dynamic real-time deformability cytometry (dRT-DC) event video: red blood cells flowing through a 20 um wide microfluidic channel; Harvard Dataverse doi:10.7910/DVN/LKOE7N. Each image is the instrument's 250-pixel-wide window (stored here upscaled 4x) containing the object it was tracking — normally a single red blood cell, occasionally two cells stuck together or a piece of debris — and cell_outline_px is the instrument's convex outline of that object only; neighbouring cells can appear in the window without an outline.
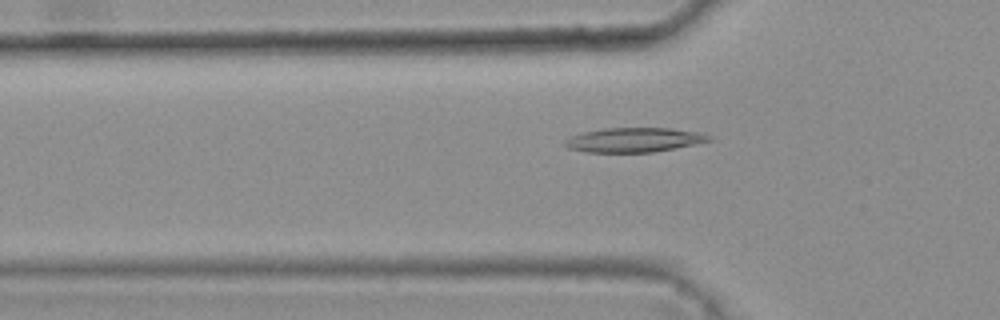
{"species": "common noctule bat (a hibernating species)", "species_latin": "Nyctalus noctula", "temperature_condition": "warm", "stored_images_in_passage": 43, "camera_frame_rate_fps": 3000, "um_per_image_px": 0.085, "animal": {"sex": "female", "body_mass_g": 25.1}, "frame": {"image": 1, "passage_image": 12, "time_ms": 3.667, "image_size_px": [1000, 320], "cell_outline_px": [[712, 140], [652, 152], [588, 152], [568, 148], [564, 144], [564, 140], [568, 136], [584, 132], [604, 128], [672, 128], [704, 132], [712, 136]], "centroid_in_image_um": [53.89, 11.87], "position_along_channel_um": 71.9, "area_um2": 20.52}}
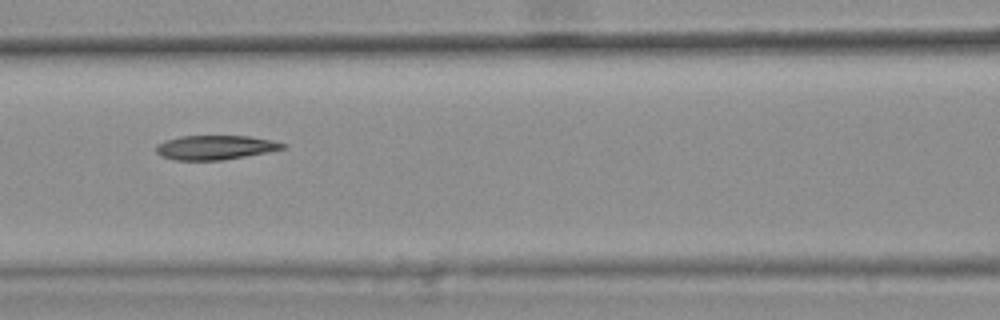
{"frame": {"image": 2, "passage_image": 18, "time_ms": 5.667, "image_size_px": [1000, 320], "cell_outline_px": [[288, 148], [244, 156], [220, 160], [176, 160], [160, 156], [156, 152], [156, 144], [164, 140], [180, 136], [248, 136], [272, 140], [288, 144]], "centroid_in_image_um": [18.29, 12.52], "position_along_channel_um": 148.3, "area_um2": 17.98}}
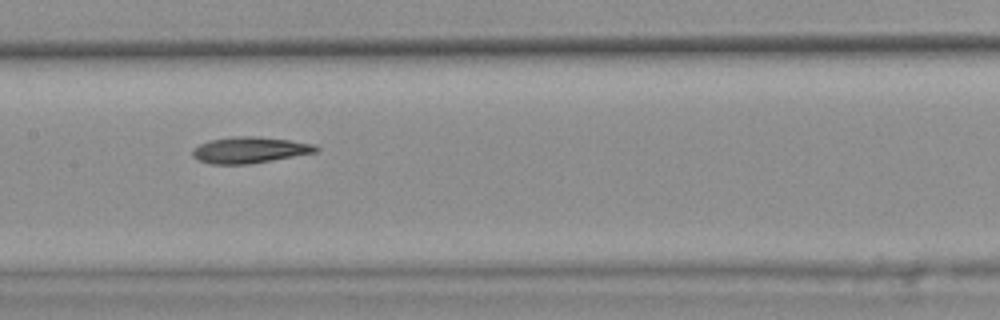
{"frame": {"image": 3, "passage_image": 21, "time_ms": 6.667, "image_size_px": [1000, 320], "cell_outline_px": [[320, 148], [316, 152], [248, 164], [208, 164], [196, 160], [192, 156], [192, 148], [208, 140], [232, 136], [260, 136], [316, 144]], "centroid_in_image_um": [21.17, 12.74], "position_along_channel_um": 186.2, "area_um2": 19.02}}